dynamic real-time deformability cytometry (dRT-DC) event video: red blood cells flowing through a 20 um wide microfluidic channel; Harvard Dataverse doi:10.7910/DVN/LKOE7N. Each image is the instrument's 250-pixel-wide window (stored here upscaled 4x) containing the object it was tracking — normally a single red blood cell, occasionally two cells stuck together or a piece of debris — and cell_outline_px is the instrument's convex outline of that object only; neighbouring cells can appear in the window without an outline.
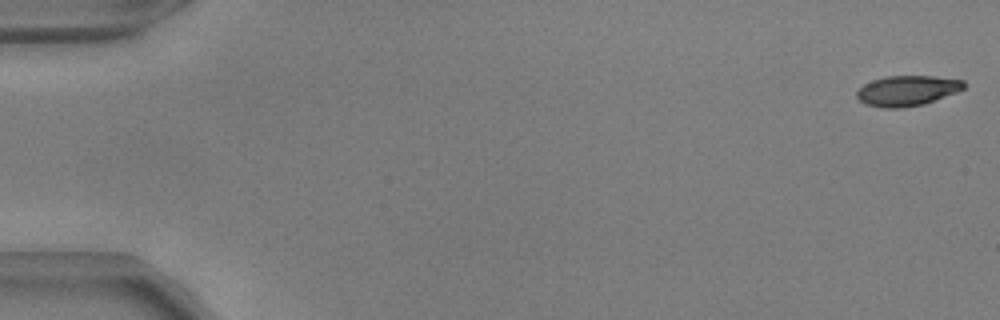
{"species": "common noctule bat (a hibernating species)", "species_latin": "Nyctalus noctula", "temperature_condition": "warm", "stored_images_in_passage": 51, "camera_frame_rate_fps": 3000, "um_per_image_px": 0.085, "animal": {"sex": "male", "body_mass_g": 17.9, "forearm_length_mm": 54.2}, "frame": {"image": 1, "passage_image": 1, "time_ms": 0.0, "image_size_px": [1000, 320], "cell_outline_px": [[964, 88], [956, 92], [924, 104], [904, 108], [884, 108], [864, 104], [856, 96], [856, 92], [864, 84], [872, 80], [884, 76], [932, 76], [964, 80]], "centroid_in_image_um": [77.08, 7.71], "position_along_channel_um": 7.9, "area_um2": 18.9}}
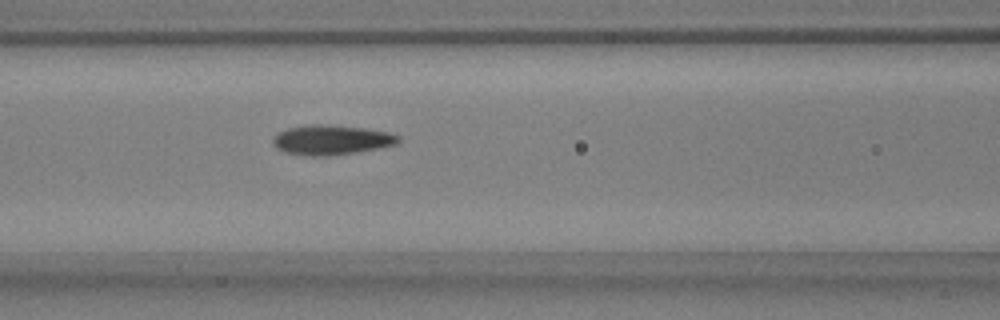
{"frame": {"image": 2, "passage_image": 23, "time_ms": 7.333, "image_size_px": [1000, 320], "cell_outline_px": [[400, 140], [396, 144], [356, 152], [328, 156], [312, 156], [284, 152], [276, 148], [272, 144], [272, 140], [280, 132], [288, 128], [312, 124], [320, 124], [364, 128], [388, 132], [400, 136]], "centroid_in_image_um": [28.15, 11.89], "position_along_channel_um": 138.4, "area_um2": 21.5}}
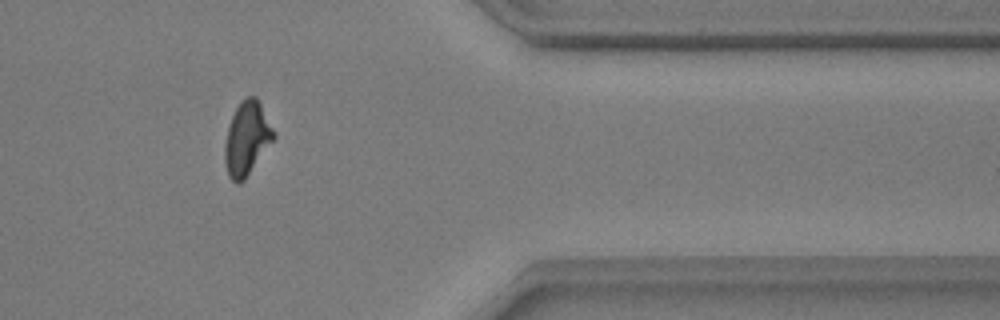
{"frame": {"image": 3, "passage_image": 44, "time_ms": 14.333, "image_size_px": [1000, 320], "cell_outline_px": [[276, 136], [244, 180], [240, 184], [236, 184], [228, 176], [224, 160], [224, 144], [228, 128], [232, 116], [240, 100], [244, 96], [256, 96], [276, 132]], "centroid_in_image_um": [20.98, 11.76], "position_along_channel_um": 390.4, "area_um2": 21.04}}